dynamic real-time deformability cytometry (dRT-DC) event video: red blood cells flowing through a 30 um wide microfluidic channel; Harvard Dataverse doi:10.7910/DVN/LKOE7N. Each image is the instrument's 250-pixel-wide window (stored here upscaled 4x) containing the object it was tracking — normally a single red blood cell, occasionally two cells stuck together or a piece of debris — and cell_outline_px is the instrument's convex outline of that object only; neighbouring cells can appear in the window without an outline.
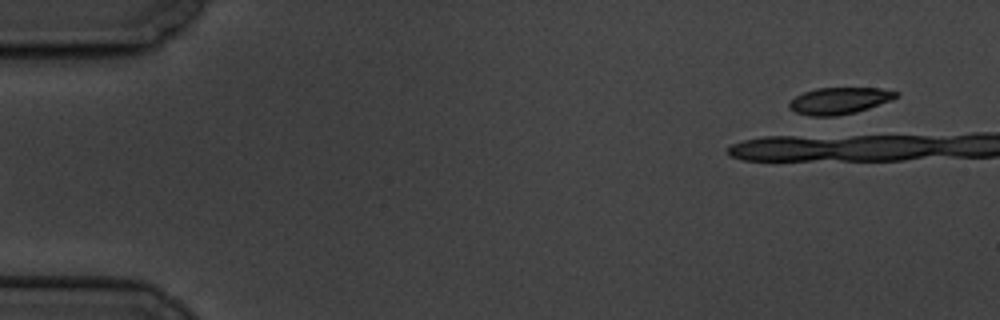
{"species": "common noctule bat (a hibernating species)", "species_latin": "Nyctalus noctula", "temperature_condition": "cold", "stored_images_in_passage": 5, "segment_of_instrument_passage": [2, 2], "camera_frame_rate_fps": 3000, "um_per_image_px": 0.085, "animal": {"sex": "male", "body_mass_g": 19.5, "forearm_length_mm": 54.6}, "frame": {"image": 1, "passage_image": 5, "time_ms": 4.667, "image_size_px": [1000, 320], "cell_outline_px": [[900, 96], [892, 100], [856, 112], [836, 116], [808, 116], [796, 112], [788, 108], [788, 104], [796, 96], [804, 92], [816, 88], [880, 88], [900, 92]], "centroid_in_image_um": [71.37, 8.56], "position_along_channel_um": 13.6, "area_um2": 16.7}}